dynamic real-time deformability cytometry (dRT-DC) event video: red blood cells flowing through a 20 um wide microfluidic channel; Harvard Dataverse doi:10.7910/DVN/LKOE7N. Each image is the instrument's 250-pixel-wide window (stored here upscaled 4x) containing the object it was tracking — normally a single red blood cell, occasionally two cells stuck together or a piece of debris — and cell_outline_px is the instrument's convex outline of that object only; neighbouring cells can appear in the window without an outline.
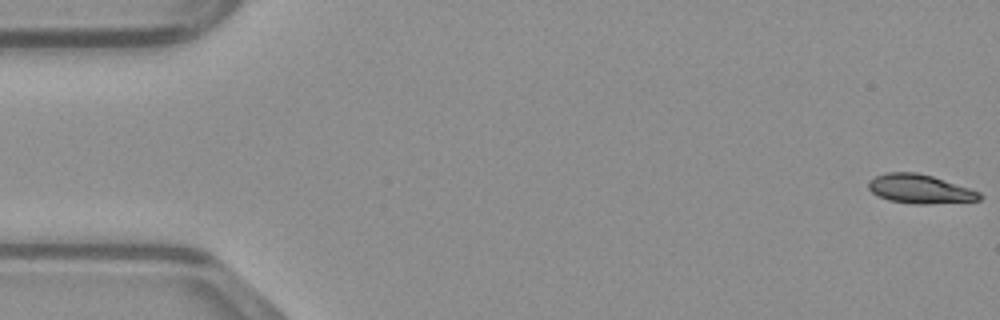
{"species": "common noctule bat (a hibernating species)", "species_latin": "Nyctalus noctula", "temperature_condition": "warm", "stored_images_in_passage": 48, "camera_frame_rate_fps": 3000, "um_per_image_px": 0.085, "animal": {"sex": "male", "body_mass_g": 23.1, "forearm_length_mm": 52.7}, "frame": {"image": 1, "passage_image": 1, "time_ms": 0.0, "image_size_px": [1000, 320], "cell_outline_px": [[984, 196], [980, 200], [928, 204], [912, 204], [888, 200], [872, 192], [868, 188], [868, 180], [876, 176], [888, 172], [916, 172], [932, 176], [980, 192]], "centroid_in_image_um": [78.18, 16.07], "position_along_channel_um": 6.8, "area_um2": 18.67}}
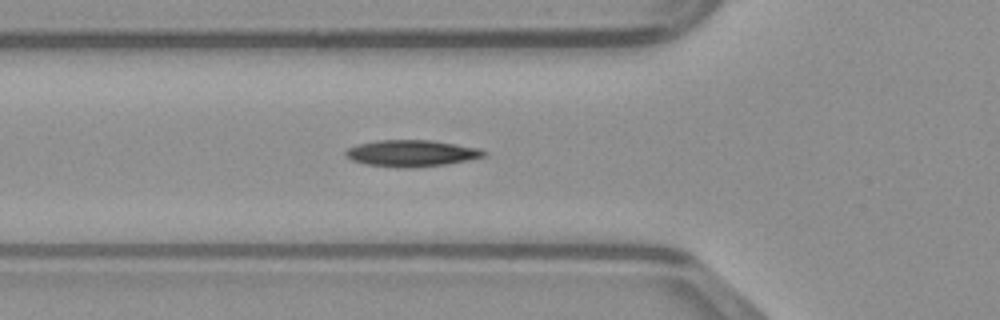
{"frame": {"image": 2, "passage_image": 17, "time_ms": 5.333, "image_size_px": [1000, 320], "cell_outline_px": [[488, 152], [484, 156], [468, 160], [448, 164], [412, 168], [396, 168], [364, 164], [352, 160], [344, 156], [344, 152], [348, 148], [356, 144], [376, 140], [432, 140], [480, 148]], "centroid_in_image_um": [34.95, 13.03], "position_along_channel_um": 90.9, "area_um2": 21.73}}
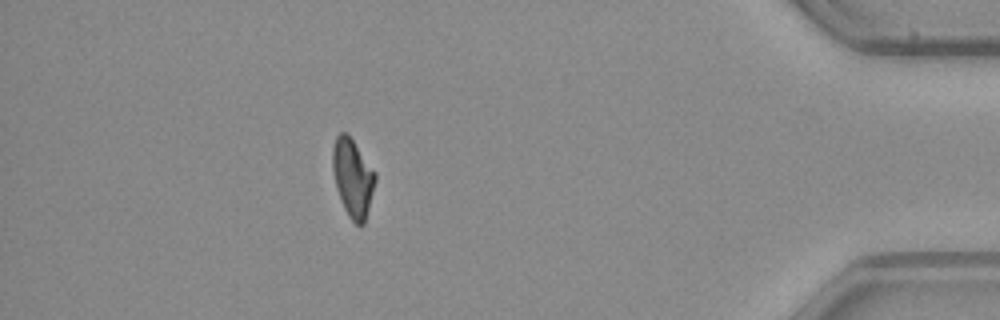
{"frame": {"image": 3, "passage_image": 43, "time_ms": 14.0, "image_size_px": [1000, 320], "cell_outline_px": [[376, 180], [364, 224], [360, 228], [348, 216], [340, 200], [336, 188], [332, 168], [332, 148], [336, 136], [340, 132], [348, 132], [376, 172]], "centroid_in_image_um": [29.98, 15.09], "position_along_channel_um": 405.2, "area_um2": 19.71}}